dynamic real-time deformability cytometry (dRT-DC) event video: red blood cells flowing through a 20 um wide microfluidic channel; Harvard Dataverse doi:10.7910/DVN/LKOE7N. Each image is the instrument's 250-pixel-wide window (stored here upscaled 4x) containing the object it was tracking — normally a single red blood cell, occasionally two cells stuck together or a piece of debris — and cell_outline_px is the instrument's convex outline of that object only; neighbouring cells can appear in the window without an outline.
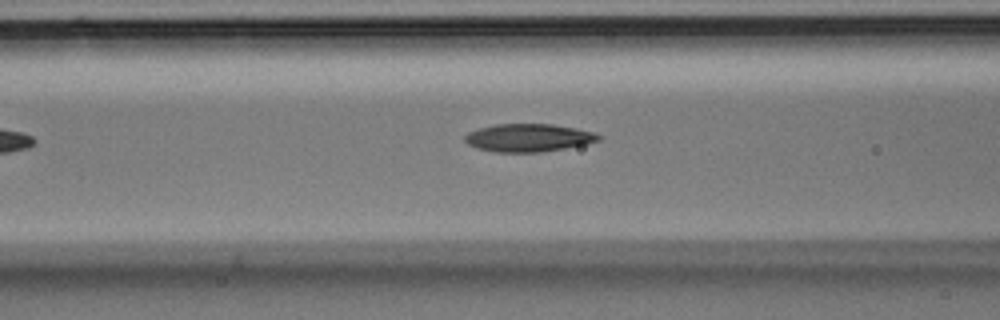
{"species": "Egyptian fruit bat (a non-hibernating species)", "species_latin": "Rousettus aegyptiacus", "temperature_condition": "room temperature", "stored_images_in_passage": 4, "camera_frame_rate_fps": 3000, "um_per_image_px": 0.085, "animal": {"sex": "male"}, "frame": {"image": 1, "passage_image": 4, "time_ms": 1.0, "image_size_px": [1000, 320], "cell_outline_px": [[604, 136], [600, 140], [584, 144], [564, 148], [540, 152], [496, 152], [476, 148], [468, 144], [464, 140], [464, 136], [468, 132], [480, 128], [496, 124], [552, 124], [576, 128], [592, 132]], "centroid_in_image_um": [44.91, 11.71], "position_along_channel_um": 121.7, "area_um2": 21.68}}